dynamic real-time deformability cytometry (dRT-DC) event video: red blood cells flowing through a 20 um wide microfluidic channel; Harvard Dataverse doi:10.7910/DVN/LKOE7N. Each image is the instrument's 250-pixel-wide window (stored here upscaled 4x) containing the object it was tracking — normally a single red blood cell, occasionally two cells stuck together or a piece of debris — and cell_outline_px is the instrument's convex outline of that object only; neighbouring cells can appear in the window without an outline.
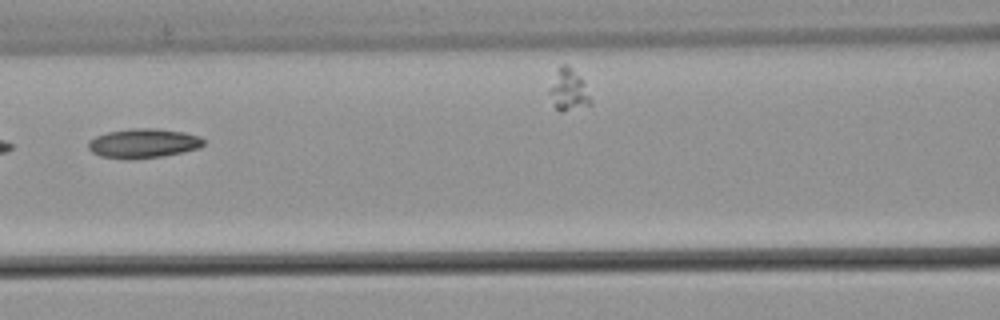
{"species": "common noctule bat (a hibernating species)", "species_latin": "Nyctalus noctula", "temperature_condition": "warm", "stored_images_in_passage": 10, "camera_frame_rate_fps": 3000, "um_per_image_px": 0.085, "animal": {"sex": "male", "body_mass_g": 21.5, "forearm_length_mm": 52.0}, "frame": {"image": 1, "passage_image": 6, "time_ms": 1.667, "image_size_px": [1000, 320], "cell_outline_px": [[204, 144], [200, 148], [164, 156], [128, 160], [100, 156], [92, 152], [88, 148], [88, 140], [96, 136], [108, 132], [132, 128], [156, 128], [184, 132], [200, 136], [204, 140]], "centroid_in_image_um": [12.18, 12.18], "position_along_channel_um": 154.4, "area_um2": 19.94}}
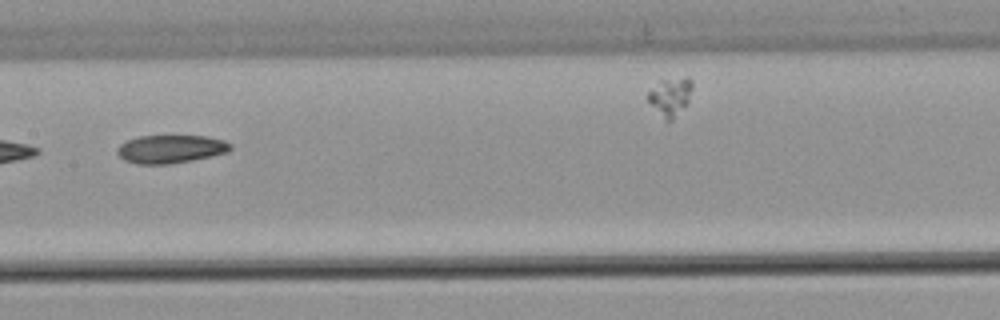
{"frame": {"image": 2, "passage_image": 7, "time_ms": 2.0, "image_size_px": [1000, 320], "cell_outline_px": [[232, 148], [228, 152], [212, 156], [192, 160], [168, 164], [136, 164], [124, 160], [116, 152], [116, 148], [120, 144], [128, 140], [140, 136], [204, 136], [224, 140], [232, 144]], "centroid_in_image_um": [14.51, 12.67], "position_along_channel_um": 192.9, "area_um2": 18.61}}